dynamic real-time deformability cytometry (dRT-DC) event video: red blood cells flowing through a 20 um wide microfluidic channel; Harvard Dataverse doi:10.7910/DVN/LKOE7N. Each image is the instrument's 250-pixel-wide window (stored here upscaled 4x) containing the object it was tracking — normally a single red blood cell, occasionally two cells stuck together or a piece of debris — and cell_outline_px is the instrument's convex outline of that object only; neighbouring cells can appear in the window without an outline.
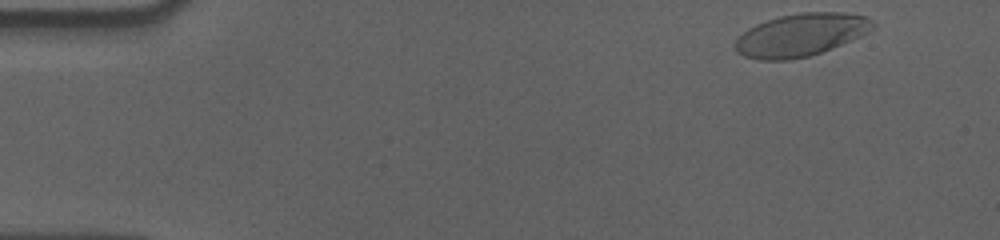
{"species": "human", "species_latin": "Homo sapiens", "temperature_condition": "cold", "stored_images_in_passage": 53, "camera_frame_rate_fps": 3000, "um_per_image_px": 0.085, "donor": {"sex": "male"}, "frame": {"image": 1, "passage_image": 1, "time_ms": 0.0, "image_size_px": [1000, 240], "cell_outline_px": [[876, 28], [860, 36], [820, 52], [808, 56], [788, 60], [760, 60], [744, 56], [736, 52], [736, 40], [748, 28], [756, 24], [780, 16], [800, 12], [840, 12], [864, 16], [872, 20], [876, 24]], "centroid_in_image_um": [68.08, 2.96], "position_along_channel_um": 16.9, "area_um2": 33.93}}
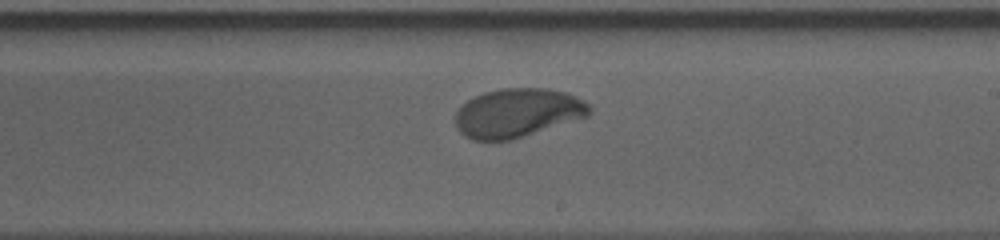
{"frame": {"image": 2, "passage_image": 30, "time_ms": 9.667, "image_size_px": [1000, 240], "cell_outline_px": [[592, 112], [588, 116], [512, 140], [472, 140], [464, 136], [456, 128], [456, 112], [472, 96], [484, 92], [500, 88], [548, 88], [568, 92], [592, 104]], "centroid_in_image_um": [44.02, 9.58], "position_along_channel_um": 245.0, "area_um2": 38.55}}
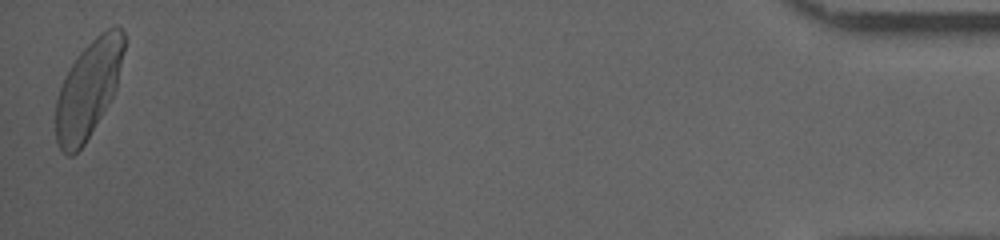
{"frame": {"image": 3, "passage_image": 53, "time_ms": 17.333, "image_size_px": [1000, 240], "cell_outline_px": [[124, 48], [116, 88], [112, 96], [84, 144], [72, 156], [68, 156], [60, 148], [56, 140], [56, 100], [60, 88], [72, 64], [80, 52], [96, 36], [108, 28], [116, 24], [124, 32]], "centroid_in_image_um": [7.51, 7.56], "position_along_channel_um": 427.7, "area_um2": 37.69}, "authors_computed_cell_mechanics": {"area_um2": 37.6856, "velocity_mm_per_s": 3.5467, "shape_relaxation_time_tau1_ms": 2.7811, "shape_relaxation_time_tau2_ms": null, "deformation_change_tau1": 0.1717, "deformation_change_tau2": null}}